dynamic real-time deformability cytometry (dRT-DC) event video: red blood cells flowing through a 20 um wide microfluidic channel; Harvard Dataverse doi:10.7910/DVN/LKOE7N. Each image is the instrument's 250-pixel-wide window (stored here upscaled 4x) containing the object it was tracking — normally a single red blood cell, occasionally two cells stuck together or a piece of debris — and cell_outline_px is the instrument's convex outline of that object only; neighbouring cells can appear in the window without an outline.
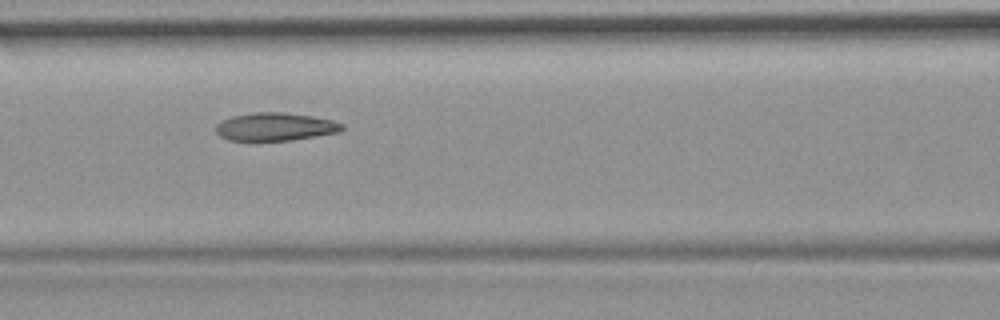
{"species": "common noctule bat (a hibernating species)", "species_latin": "Nyctalus noctula", "temperature_condition": "room temperature", "stored_images_in_passage": 11, "camera_frame_rate_fps": 3000, "um_per_image_px": 0.085, "animal": {"sex": "female", "body_mass_g": 19.9}, "frame": {"image": 1, "passage_image": 7, "time_ms": 2.0, "image_size_px": [1000, 320], "cell_outline_px": [[344, 128], [340, 132], [292, 140], [228, 140], [220, 136], [216, 132], [216, 124], [232, 116], [252, 112], [284, 112], [312, 116], [332, 120], [344, 124]], "centroid_in_image_um": [23.41, 10.76], "position_along_channel_um": 143.2, "area_um2": 20.58}}
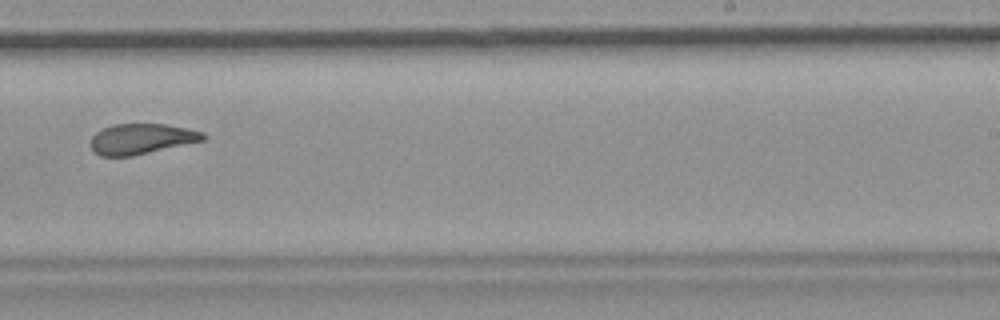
{"frame": {"image": 2, "passage_image": 10, "time_ms": 3.0, "image_size_px": [1000, 320], "cell_outline_px": [[208, 136], [204, 140], [132, 156], [100, 156], [92, 152], [88, 144], [92, 136], [96, 132], [112, 124], [164, 124], [188, 128], [204, 132]], "centroid_in_image_um": [11.98, 11.81], "position_along_channel_um": 277.0, "area_um2": 20.17}}
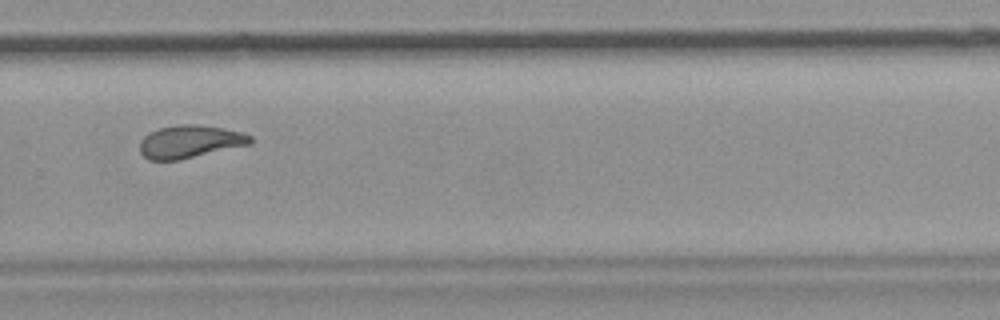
{"frame": {"image": 3, "passage_image": 11, "time_ms": 3.333, "image_size_px": [1000, 320], "cell_outline_px": [[252, 144], [180, 160], [148, 160], [140, 152], [140, 140], [148, 132], [160, 128], [180, 124], [196, 124], [244, 132], [252, 136]], "centroid_in_image_um": [16.15, 12.04], "position_along_channel_um": 313.7, "area_um2": 21.27}}